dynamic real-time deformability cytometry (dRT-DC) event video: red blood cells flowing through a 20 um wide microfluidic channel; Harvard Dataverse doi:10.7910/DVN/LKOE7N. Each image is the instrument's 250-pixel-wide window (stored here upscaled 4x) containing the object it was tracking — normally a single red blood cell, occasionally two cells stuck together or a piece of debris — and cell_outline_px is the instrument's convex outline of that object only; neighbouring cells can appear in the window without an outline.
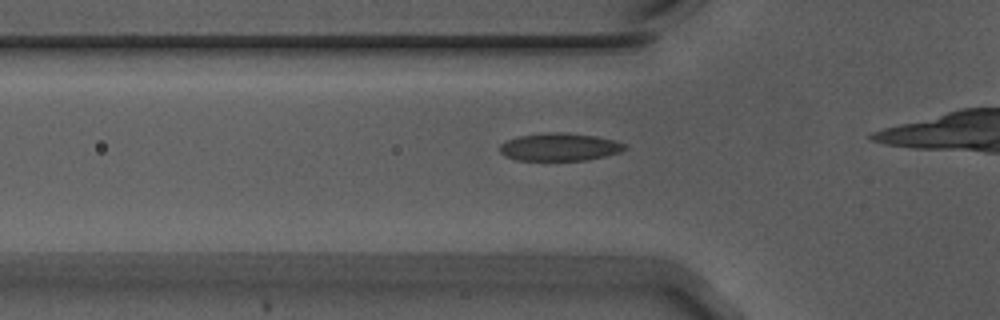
{"species": "Egyptian fruit bat (a non-hibernating species)", "species_latin": "Rousettus aegyptiacus", "temperature_condition": "warm", "stored_images_in_passage": 38, "camera_frame_rate_fps": 3000, "um_per_image_px": 0.085, "animal": {"sex": "male"}, "frame": {"image": 1, "passage_image": 7, "time_ms": 2.0, "image_size_px": [1000, 320], "cell_outline_px": [[628, 148], [620, 152], [588, 160], [516, 160], [504, 156], [500, 152], [500, 144], [508, 140], [520, 136], [544, 132], [564, 132], [596, 136], [628, 144]], "centroid_in_image_um": [47.58, 12.49], "position_along_channel_um": 78.2, "area_um2": 20.29}}
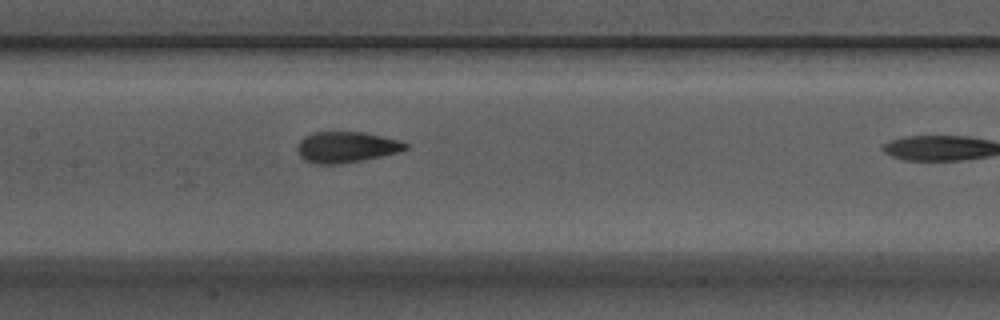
{"frame": {"image": 2, "passage_image": 15, "time_ms": 4.667, "image_size_px": [1000, 320], "cell_outline_px": [[408, 148], [400, 152], [364, 160], [340, 164], [312, 164], [304, 160], [296, 152], [296, 144], [304, 136], [312, 132], [364, 132], [400, 140], [408, 144]], "centroid_in_image_um": [29.4, 12.51], "position_along_channel_um": 178.0, "area_um2": 19.88}}
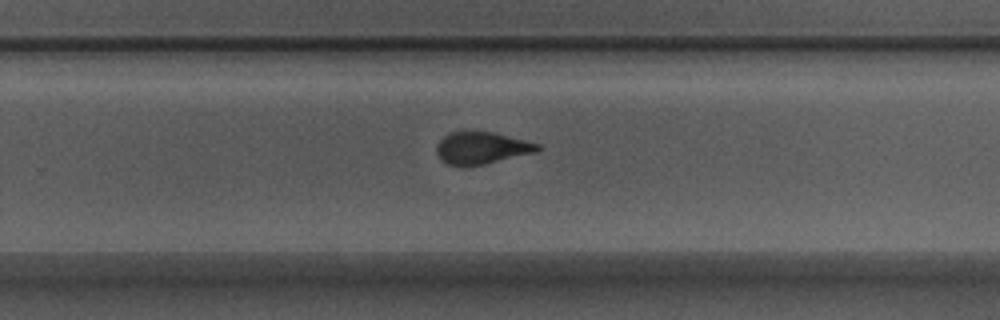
{"frame": {"image": 3, "passage_image": 24, "time_ms": 7.667, "image_size_px": [1000, 320], "cell_outline_px": [[540, 148], [536, 152], [484, 164], [448, 164], [440, 160], [436, 152], [436, 144], [448, 132], [492, 132], [540, 144]], "centroid_in_image_um": [40.92, 12.56], "position_along_channel_um": 288.9, "area_um2": 18.44}, "authors_computed_cell_mechanics": {"area_um2": 19.363, "velocity_mm_per_s": 3.7139, "shape_relaxation_time_tau1_ms": 4.0057, "shape_relaxation_time_tau2_ms": 1.4544, "deformation_change_tau1": 0.1326, "deformation_change_tau2": 0.0789}}